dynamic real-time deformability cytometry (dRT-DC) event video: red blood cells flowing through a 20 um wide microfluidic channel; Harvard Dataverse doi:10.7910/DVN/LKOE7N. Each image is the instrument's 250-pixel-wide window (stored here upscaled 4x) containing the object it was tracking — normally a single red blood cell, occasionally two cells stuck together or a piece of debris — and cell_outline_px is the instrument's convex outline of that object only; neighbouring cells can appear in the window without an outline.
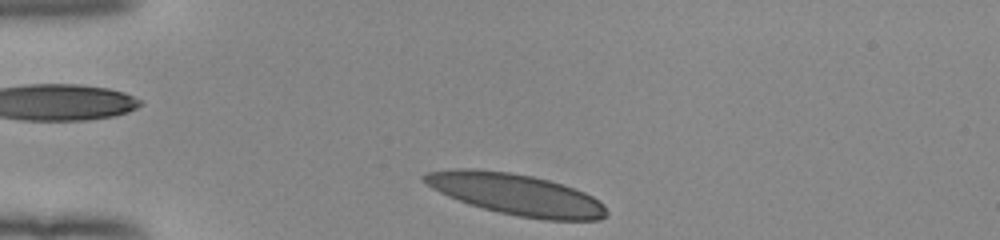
{"species": "human", "species_latin": "Homo sapiens", "temperature_condition": "room temperature", "stored_images_in_passage": 32, "camera_frame_rate_fps": 3000, "um_per_image_px": 0.085, "donor": {"sex": "female"}, "frame": {"image": 1, "passage_image": 1, "time_ms": 0.0, "image_size_px": [1000, 240], "cell_outline_px": [[608, 216], [600, 220], [544, 220], [520, 216], [500, 212], [484, 208], [460, 200], [440, 192], [432, 188], [420, 176], [424, 172], [460, 168], [472, 168], [512, 172], [532, 176], [548, 180], [584, 192], [592, 196], [604, 204], [608, 212]], "centroid_in_image_um": [43.9, 16.51], "position_along_channel_um": 41.1, "area_um2": 43.47}}
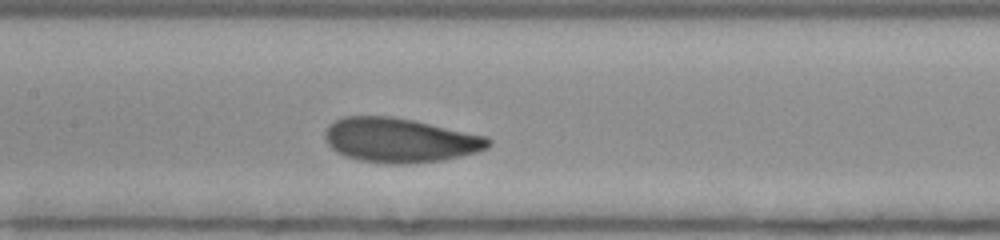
{"frame": {"image": 2, "passage_image": 14, "time_ms": 4.333, "image_size_px": [1000, 240], "cell_outline_px": [[492, 144], [488, 148], [476, 152], [440, 160], [404, 164], [384, 164], [356, 160], [344, 156], [336, 152], [324, 140], [324, 132], [328, 124], [344, 116], [392, 116], [412, 120], [488, 136], [492, 140]], "centroid_in_image_um": [33.95, 11.92], "position_along_channel_um": 173.4, "area_um2": 42.54}}
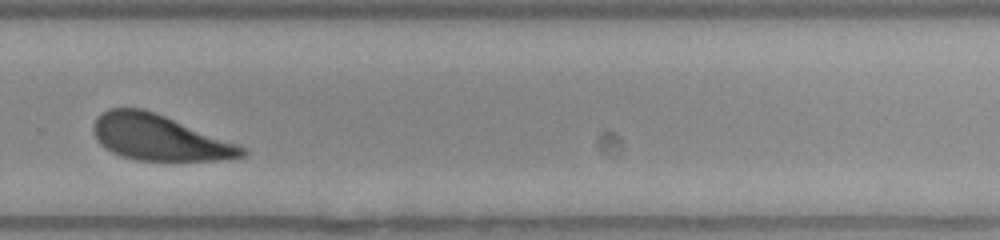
{"frame": {"image": 3, "passage_image": 25, "time_ms": 8.0, "image_size_px": [1000, 240], "cell_outline_px": [[248, 156], [216, 160], [140, 160], [120, 156], [112, 152], [100, 144], [96, 140], [92, 132], [92, 128], [96, 120], [108, 108], [144, 108], [248, 148]], "centroid_in_image_um": [13.54, 11.7], "position_along_channel_um": 316.3, "area_um2": 39.25}, "authors_computed_cell_mechanics": {"area_um2": 41.9628, "velocity_mm_per_s": 3.9116, "shape_relaxation_time_tau1_ms": 2.4342, "shape_relaxation_time_tau2_ms": 2.0859, "deformation_change_tau1": 0.1178, "deformation_change_tau2": 0.0971}}